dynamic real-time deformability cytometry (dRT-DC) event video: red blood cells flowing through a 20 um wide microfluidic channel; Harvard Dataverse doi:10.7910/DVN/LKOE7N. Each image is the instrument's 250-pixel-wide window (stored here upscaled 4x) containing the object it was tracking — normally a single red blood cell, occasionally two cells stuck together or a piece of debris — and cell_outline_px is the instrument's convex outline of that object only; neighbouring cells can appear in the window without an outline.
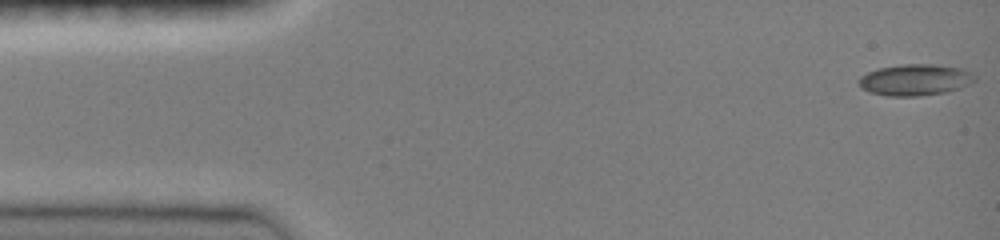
{"species": "common noctule bat (a hibernating species)", "species_latin": "Nyctalus noctula", "temperature_condition": "room temperature", "stored_images_in_passage": 12, "camera_frame_rate_fps": 3000, "um_per_image_px": 0.085, "animal": {"sex": "female", "body_mass_g": 19.0, "forearm_length_mm": 51.5}, "frame": {"image": 1, "passage_image": 1, "time_ms": 0.0, "image_size_px": [1000, 240], "cell_outline_px": [[976, 80], [972, 84], [948, 92], [920, 96], [888, 96], [868, 92], [860, 88], [856, 80], [860, 76], [876, 68], [900, 64], [932, 64], [964, 68], [972, 72], [976, 76]], "centroid_in_image_um": [77.79, 6.78], "position_along_channel_um": 7.2, "area_um2": 21.79}}
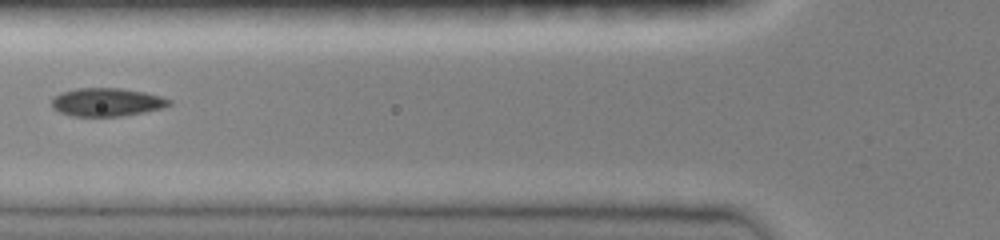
{"frame": {"image": 2, "passage_image": 7, "time_ms": 5.667, "image_size_px": [1000, 240], "cell_outline_px": [[172, 104], [164, 108], [144, 112], [120, 116], [72, 116], [60, 112], [52, 108], [52, 96], [60, 92], [76, 88], [120, 88], [144, 92], [160, 96], [172, 100]], "centroid_in_image_um": [9.07, 8.68], "position_along_channel_um": 116.7, "area_um2": 19.48}}
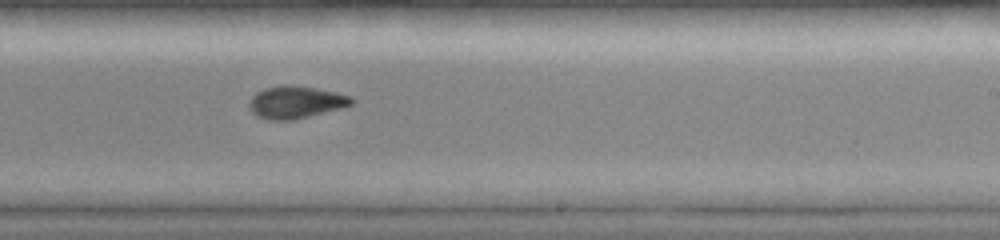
{"frame": {"image": 3, "passage_image": 11, "time_ms": 9.333, "image_size_px": [1000, 240], "cell_outline_px": [[356, 100], [352, 104], [340, 108], [292, 120], [268, 120], [256, 116], [248, 108], [248, 100], [256, 92], [264, 88], [284, 84], [292, 84], [316, 88], [336, 92], [352, 96]], "centroid_in_image_um": [25.1, 8.67], "position_along_channel_um": 263.9, "area_um2": 19.54}}